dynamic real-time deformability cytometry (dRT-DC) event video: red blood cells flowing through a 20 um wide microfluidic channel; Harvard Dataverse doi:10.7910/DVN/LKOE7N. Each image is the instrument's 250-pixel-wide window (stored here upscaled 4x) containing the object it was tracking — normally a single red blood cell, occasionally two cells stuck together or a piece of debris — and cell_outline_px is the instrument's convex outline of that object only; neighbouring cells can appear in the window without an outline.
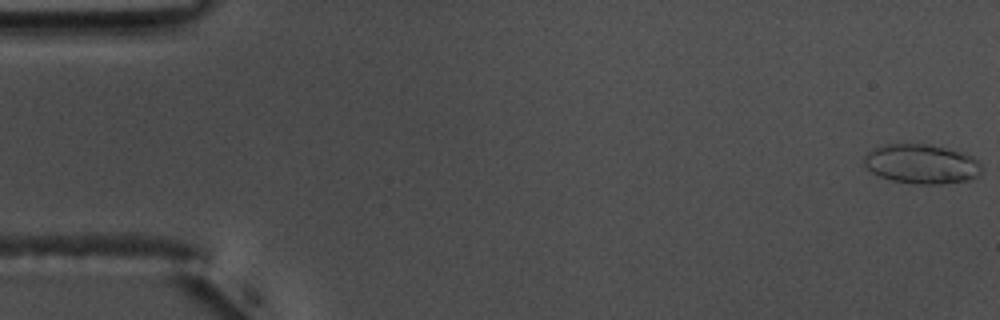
{"species": "common noctule bat (a hibernating species)", "species_latin": "Nyctalus noctula", "temperature_condition": "warm", "stored_images_in_passage": 55, "camera_frame_rate_fps": 3000, "um_per_image_px": 0.085, "animal": {"sex": "male", "body_mass_g": 17.5, "forearm_length_mm": 52.3}, "frame": {"image": 1, "passage_image": 1, "time_ms": 0.0, "image_size_px": [1000, 320], "cell_outline_px": [[984, 172], [980, 176], [968, 180], [944, 184], [920, 184], [892, 180], [880, 176], [872, 172], [864, 164], [864, 156], [872, 148], [884, 144], [928, 144], [960, 152], [972, 156], [980, 164]], "centroid_in_image_um": [78.35, 13.94], "position_along_channel_um": 6.7, "area_um2": 27.05}}
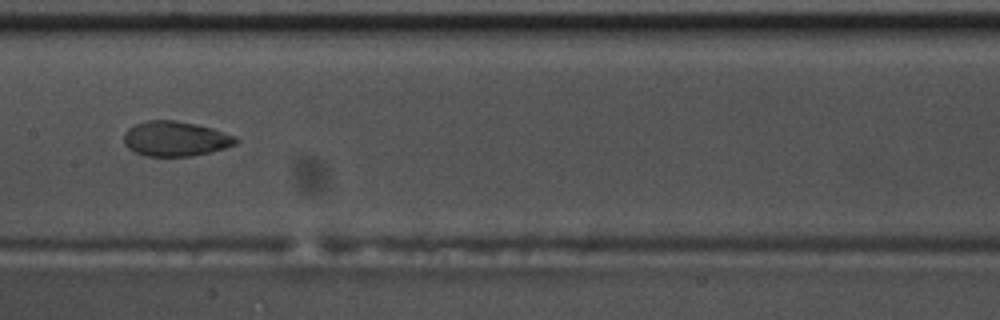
{"frame": {"image": 2, "passage_image": 28, "time_ms": 9.0, "image_size_px": [1000, 320], "cell_outline_px": [[240, 140], [236, 144], [224, 148], [192, 156], [144, 156], [128, 148], [124, 144], [124, 132], [128, 128], [136, 124], [148, 120], [176, 120], [196, 124], [212, 128], [236, 136]], "centroid_in_image_um": [14.91, 11.79], "position_along_channel_um": 192.5, "area_um2": 22.83}}
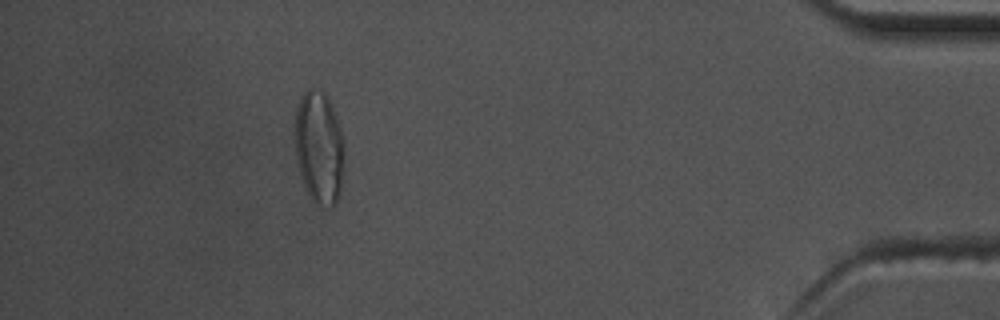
{"frame": {"image": 3, "passage_image": 50, "time_ms": 16.333, "image_size_px": [1000, 320], "cell_outline_px": [[344, 140], [340, 196], [336, 204], [328, 208], [316, 204], [308, 196], [304, 188], [300, 176], [296, 156], [296, 108], [300, 96], [308, 88], [320, 88], [328, 96], [332, 104]], "centroid_in_image_um": [27.13, 12.54], "position_along_channel_um": 408.1, "area_um2": 32.89}, "authors_computed_cell_mechanics": {"area_um2": 23.8136, "velocity_mm_per_s": 3.7183, "shape_relaxation_time_tau1_ms": 7.7653, "shape_relaxation_time_tau2_ms": 1.8178, "deformation_change_tau1": 0.2104, "deformation_change_tau2": 0.0519}}